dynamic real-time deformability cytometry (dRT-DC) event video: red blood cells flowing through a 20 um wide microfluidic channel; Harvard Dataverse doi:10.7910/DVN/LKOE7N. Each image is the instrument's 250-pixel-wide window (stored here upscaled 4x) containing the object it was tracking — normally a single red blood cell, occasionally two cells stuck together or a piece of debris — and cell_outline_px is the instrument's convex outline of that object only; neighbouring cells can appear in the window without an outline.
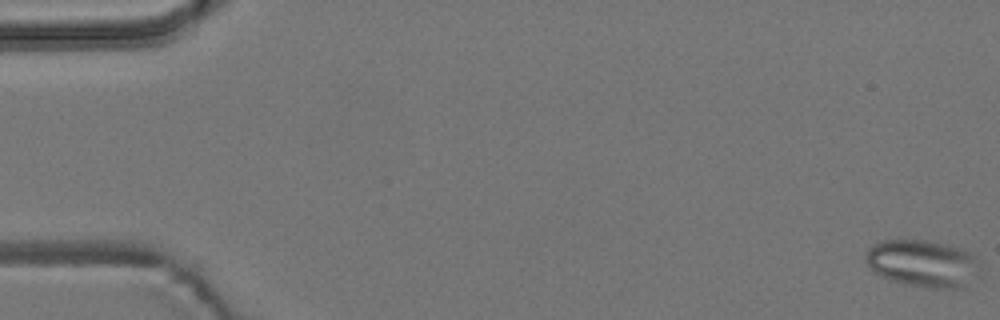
{"species": "common noctule bat (a hibernating species)", "species_latin": "Nyctalus noctula", "temperature_condition": "room temperature", "stored_images_in_passage": 10, "camera_frame_rate_fps": 3000, "um_per_image_px": 0.085, "animal": {"sex": "male", "body_mass_g": 19.2, "forearm_length_mm": 51.8}, "frame": {"image": 1, "passage_image": 1, "time_ms": 0.0, "image_size_px": [1000, 320], "cell_outline_px": [[980, 264], [976, 272], [964, 288], [932, 288], [908, 284], [892, 280], [880, 276], [872, 272], [868, 268], [864, 260], [864, 256], [868, 248], [872, 244], [884, 240], [928, 240], [972, 252], [980, 260]], "centroid_in_image_um": [78.38, 22.38], "position_along_channel_um": 6.6, "area_um2": 31.5}}
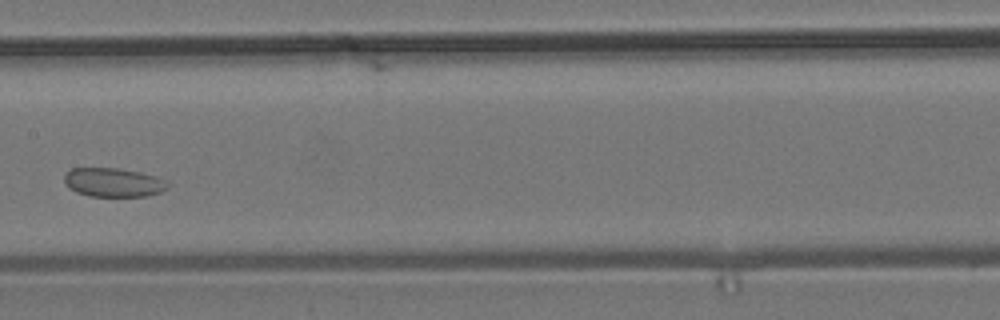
{"frame": {"image": 2, "passage_image": 7, "time_ms": 8.0, "image_size_px": [1000, 320], "cell_outline_px": [[172, 184], [168, 188], [160, 192], [148, 196], [88, 196], [76, 192], [68, 188], [64, 184], [64, 172], [72, 168], [120, 168], [140, 172], [156, 176]], "centroid_in_image_um": [9.62, 15.5], "position_along_channel_um": 197.8, "area_um2": 17.74}}
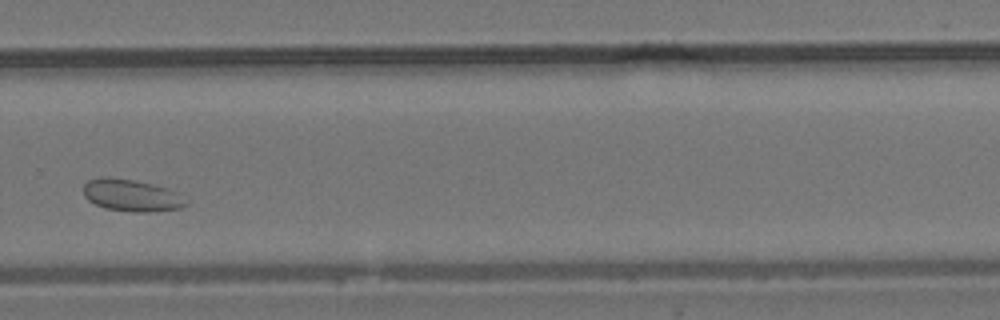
{"frame": {"image": 3, "passage_image": 10, "time_ms": 11.333, "image_size_px": [1000, 320], "cell_outline_px": [[192, 200], [188, 204], [180, 208], [156, 212], [132, 212], [104, 208], [88, 200], [84, 196], [84, 184], [88, 180], [100, 176], [108, 176], [132, 180], [152, 184], [168, 188]], "centroid_in_image_um": [11.23, 16.61], "position_along_channel_um": 318.6, "area_um2": 19.54}}